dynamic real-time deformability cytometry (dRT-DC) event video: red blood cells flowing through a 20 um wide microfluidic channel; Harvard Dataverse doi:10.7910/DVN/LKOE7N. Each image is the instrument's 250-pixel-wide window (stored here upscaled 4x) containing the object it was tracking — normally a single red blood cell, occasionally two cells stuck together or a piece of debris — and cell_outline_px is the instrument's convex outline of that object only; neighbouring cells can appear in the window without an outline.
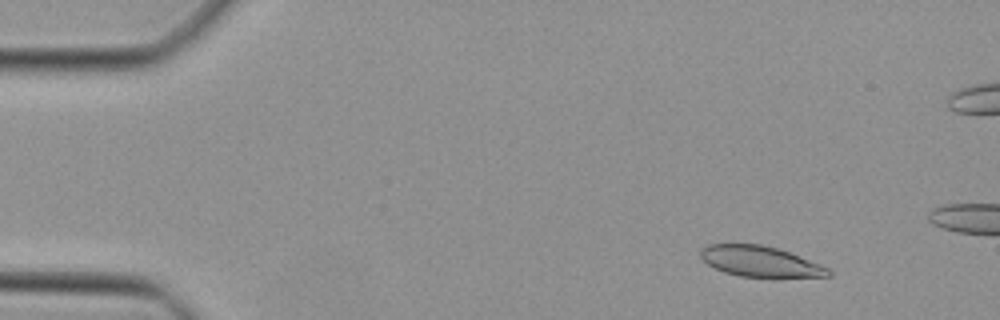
{"species": "Egyptian fruit bat (a non-hibernating species)", "species_latin": "Rousettus aegyptiacus", "temperature_condition": "cold", "stored_images_in_passage": 14, "camera_frame_rate_fps": 3000, "um_per_image_px": 0.085, "animal": {"sex": "female"}, "frame": {"image": 1, "passage_image": 6, "time_ms": 1.667, "image_size_px": [1000, 320], "cell_outline_px": [[832, 276], [740, 276], [724, 272], [708, 264], [700, 256], [700, 248], [708, 244], [760, 244], [776, 248], [788, 252], [820, 264], [828, 268], [832, 272]], "centroid_in_image_um": [64.57, 22.2], "position_along_channel_um": 20.4, "area_um2": 22.31}}
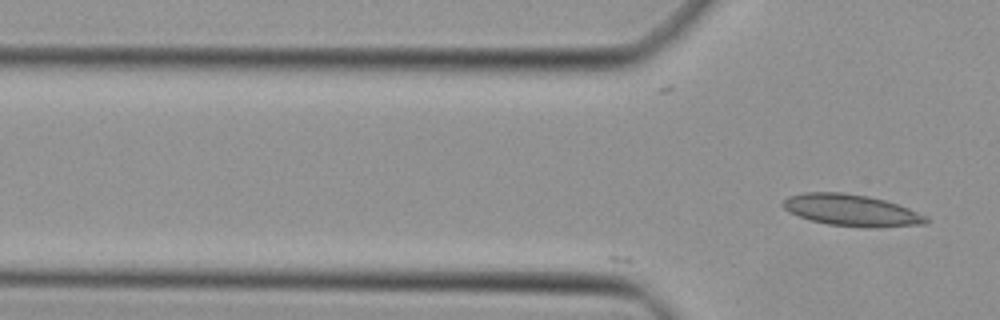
{"frame": {"image": 2, "passage_image": 14, "time_ms": 4.333, "image_size_px": [1000, 320], "cell_outline_px": [[932, 220], [924, 224], [828, 224], [812, 220], [788, 212], [780, 204], [788, 196], [804, 192], [844, 192], [868, 196], [884, 200], [908, 208], [928, 216]], "centroid_in_image_um": [72.28, 17.79], "position_along_channel_um": 53.5, "area_um2": 25.03}}